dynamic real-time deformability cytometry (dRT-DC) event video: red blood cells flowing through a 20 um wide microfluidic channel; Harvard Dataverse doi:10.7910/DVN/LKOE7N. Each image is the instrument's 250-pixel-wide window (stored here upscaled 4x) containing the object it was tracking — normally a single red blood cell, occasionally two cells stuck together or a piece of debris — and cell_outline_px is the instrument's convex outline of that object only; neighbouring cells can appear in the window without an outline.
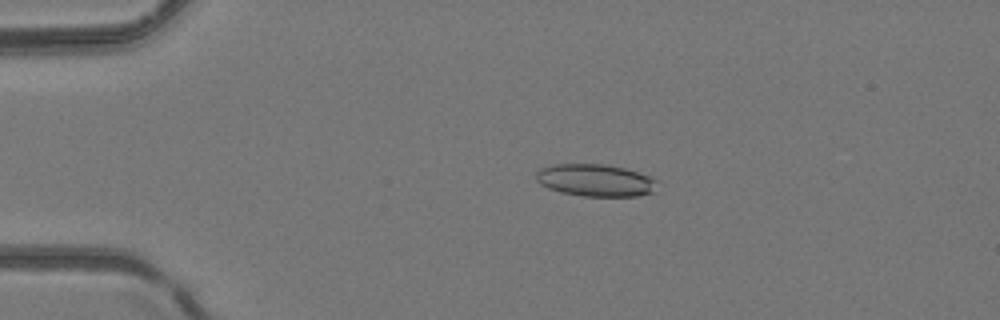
{"species": "common noctule bat (a hibernating species)", "species_latin": "Nyctalus noctula", "temperature_condition": "room temperature", "stored_images_in_passage": 3, "camera_frame_rate_fps": 3000, "um_per_image_px": 0.085, "animal": {"sex": "female", "body_mass_g": 24.6, "forearm_length_mm": 56.2}, "frame": {"image": 1, "passage_image": 2, "time_ms": 1.0, "image_size_px": [1000, 320], "cell_outline_px": [[656, 180], [652, 192], [640, 196], [584, 196], [560, 192], [548, 188], [540, 184], [536, 180], [536, 172], [540, 168], [552, 164], [604, 164], [624, 168], [648, 176]], "centroid_in_image_um": [50.54, 15.32], "position_along_channel_um": 34.5, "area_um2": 22.6}}